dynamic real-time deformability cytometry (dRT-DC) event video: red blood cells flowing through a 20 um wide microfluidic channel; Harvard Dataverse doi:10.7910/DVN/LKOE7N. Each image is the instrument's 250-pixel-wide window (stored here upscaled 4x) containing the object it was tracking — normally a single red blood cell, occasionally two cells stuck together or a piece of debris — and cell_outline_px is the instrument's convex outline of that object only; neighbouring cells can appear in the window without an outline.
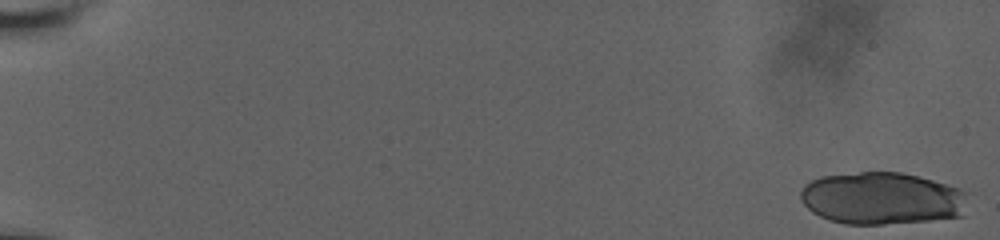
{"species": "human", "species_latin": "Homo sapiens", "temperature_condition": "room temperature", "stored_images_in_passage": 22, "camera_frame_rate_fps": 3000, "um_per_image_px": 0.085, "donor": {"sex": "male"}, "frame": {"image": 1, "passage_image": 1, "time_ms": 0.0, "image_size_px": [1000, 240], "cell_outline_px": [[968, 192], [964, 216], [928, 220], [884, 224], [844, 224], [828, 220], [812, 212], [800, 200], [800, 192], [804, 184], [820, 176], [860, 172], [900, 172], [932, 180], [960, 188]], "centroid_in_image_um": [74.96, 16.86], "position_along_channel_um": 10.0, "area_um2": 51.27}}
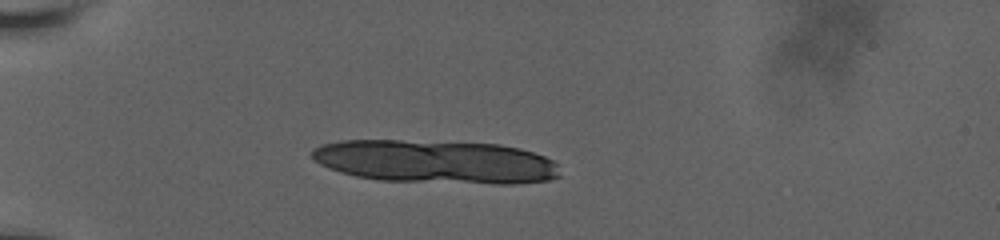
{"frame": {"image": 2, "passage_image": 18, "time_ms": 5.667, "image_size_px": [1000, 240], "cell_outline_px": [[560, 176], [548, 180], [516, 184], [496, 184], [380, 180], [356, 176], [340, 172], [328, 168], [320, 164], [312, 156], [312, 148], [320, 144], [340, 140], [400, 140], [500, 144], [520, 148], [544, 156], [552, 160], [556, 164]], "centroid_in_image_um": [37.01, 13.74], "position_along_channel_um": 48.0, "area_um2": 62.77}}